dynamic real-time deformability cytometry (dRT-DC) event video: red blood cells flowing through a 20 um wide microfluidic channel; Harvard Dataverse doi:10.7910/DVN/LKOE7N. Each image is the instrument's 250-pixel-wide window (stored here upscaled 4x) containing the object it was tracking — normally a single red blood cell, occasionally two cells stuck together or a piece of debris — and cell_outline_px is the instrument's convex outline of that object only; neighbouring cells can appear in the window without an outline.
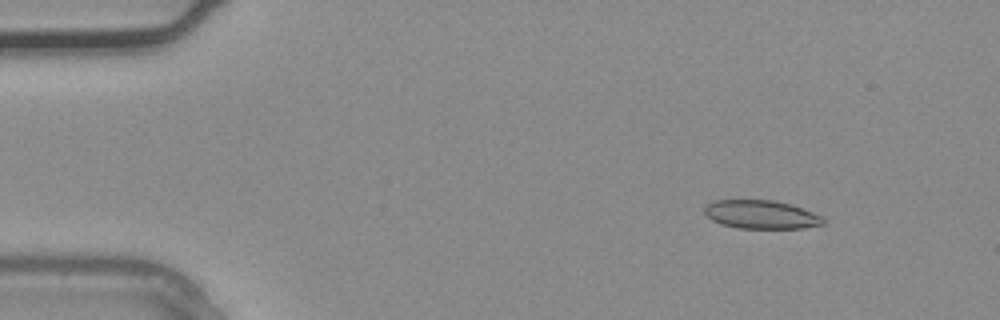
{"species": "common noctule bat (a hibernating species)", "species_latin": "Nyctalus noctula", "temperature_condition": "warm", "stored_images_in_passage": 37, "camera_frame_rate_fps": 3000, "um_per_image_px": 0.085, "animal": {"sex": "male", "body_mass_g": 20.4}, "frame": {"image": 1, "passage_image": 5, "time_ms": 1.333, "image_size_px": [1000, 320], "cell_outline_px": [[824, 224], [804, 228], [736, 228], [720, 224], [712, 220], [704, 212], [704, 208], [708, 204], [716, 200], [772, 200], [788, 204], [812, 212], [820, 216], [824, 220]], "centroid_in_image_um": [64.66, 18.24], "position_along_channel_um": 20.3, "area_um2": 19.48}}
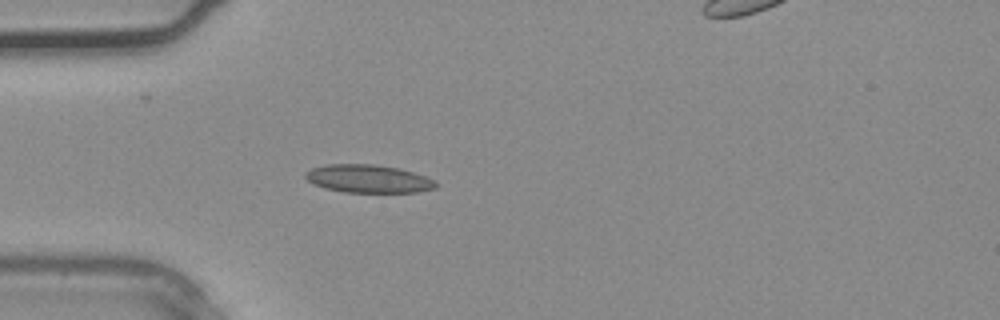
{"frame": {"image": 2, "passage_image": 11, "time_ms": 3.333, "image_size_px": [1000, 320], "cell_outline_px": [[436, 188], [416, 192], [344, 192], [324, 188], [308, 180], [304, 176], [304, 172], [312, 168], [328, 164], [372, 164], [396, 168], [412, 172], [436, 180]], "centroid_in_image_um": [31.29, 15.19], "position_along_channel_um": 53.7, "area_um2": 21.1}}
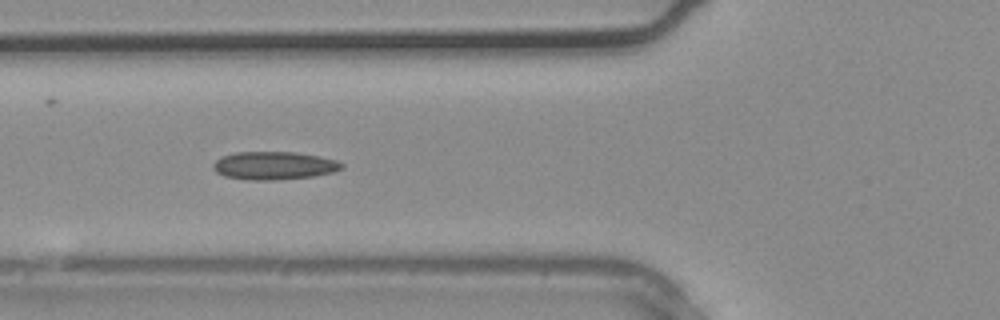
{"frame": {"image": 3, "passage_image": 14, "time_ms": 4.333, "image_size_px": [1000, 320], "cell_outline_px": [[344, 168], [332, 172], [312, 176], [272, 180], [248, 180], [224, 176], [216, 172], [212, 168], [212, 164], [220, 156], [236, 152], [296, 152], [320, 156], [336, 160], [344, 164]], "centroid_in_image_um": [23.27, 14.07], "position_along_channel_um": 102.5, "area_um2": 21.1}}